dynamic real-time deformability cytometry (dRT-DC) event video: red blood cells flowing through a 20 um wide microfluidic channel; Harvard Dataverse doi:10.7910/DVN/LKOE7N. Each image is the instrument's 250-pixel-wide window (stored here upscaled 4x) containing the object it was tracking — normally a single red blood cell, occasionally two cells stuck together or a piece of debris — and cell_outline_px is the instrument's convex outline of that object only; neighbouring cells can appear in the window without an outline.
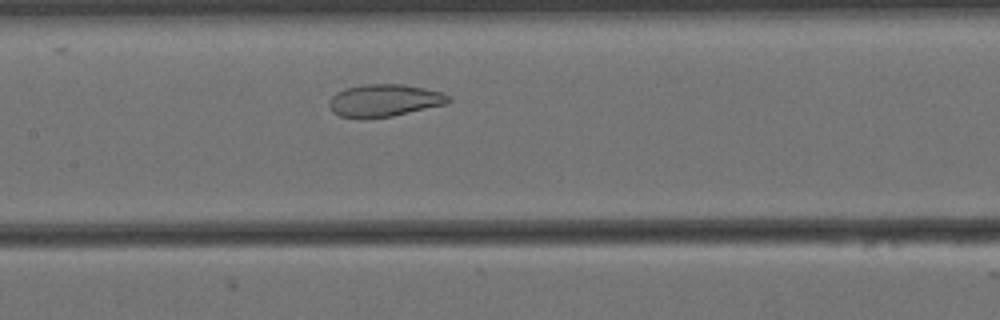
{"species": "Egyptian fruit bat (a non-hibernating species)", "species_latin": "Rousettus aegyptiacus", "temperature_condition": "cold", "stored_images_in_passage": 46, "camera_frame_rate_fps": 3000, "um_per_image_px": 0.085, "animal": {"sex": "female"}, "frame": {"image": 1, "passage_image": 14, "time_ms": 4.333, "image_size_px": [1000, 320], "cell_outline_px": [[452, 100], [448, 104], [392, 116], [360, 120], [340, 116], [332, 112], [328, 104], [328, 100], [336, 92], [344, 88], [364, 84], [404, 84], [424, 88], [440, 92], [448, 96]], "centroid_in_image_um": [32.62, 8.55], "position_along_channel_um": 174.8, "area_um2": 22.95}}
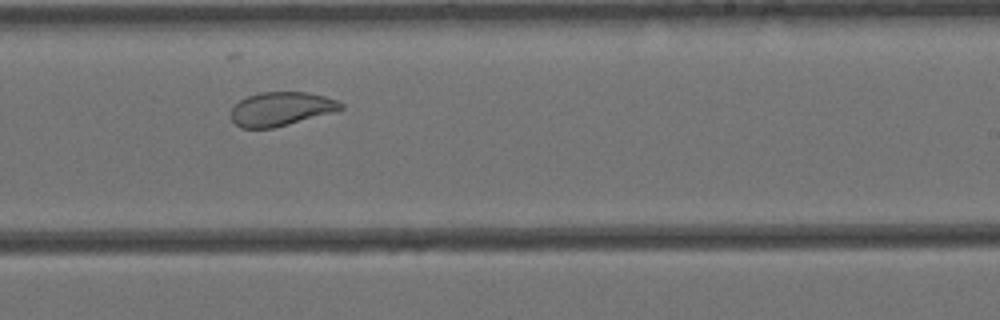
{"frame": {"image": 2, "passage_image": 22, "time_ms": 7.0, "image_size_px": [1000, 320], "cell_outline_px": [[344, 108], [332, 112], [288, 124], [272, 128], [240, 128], [232, 120], [232, 108], [240, 100], [248, 96], [260, 92], [308, 92], [324, 96], [336, 100], [344, 104]], "centroid_in_image_um": [23.88, 9.25], "position_along_channel_um": 265.1, "area_um2": 21.39}}
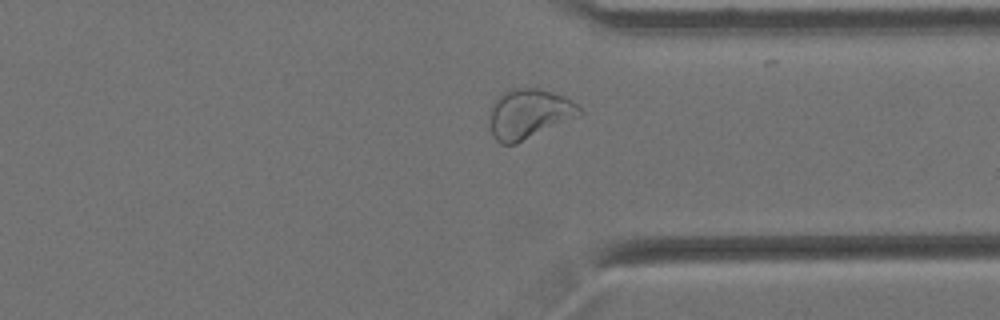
{"frame": {"image": 3, "passage_image": 31, "time_ms": 10.0, "image_size_px": [1000, 320], "cell_outline_px": [[584, 112], [580, 116], [516, 144], [500, 144], [492, 136], [488, 116], [492, 104], [504, 92], [512, 88], [540, 88], [564, 96], [576, 104]], "centroid_in_image_um": [44.95, 9.69], "position_along_channel_um": 366.4, "area_um2": 26.24}, "authors_computed_cell_mechanics": {"area_um2": 24.7673, "velocity_mm_per_s": 3.4218, "shape_relaxation_time_tau1_ms": null, "shape_relaxation_time_tau2_ms": 1.5169, "deformation_change_tau1": null, "deformation_change_tau2": 0.0726}}